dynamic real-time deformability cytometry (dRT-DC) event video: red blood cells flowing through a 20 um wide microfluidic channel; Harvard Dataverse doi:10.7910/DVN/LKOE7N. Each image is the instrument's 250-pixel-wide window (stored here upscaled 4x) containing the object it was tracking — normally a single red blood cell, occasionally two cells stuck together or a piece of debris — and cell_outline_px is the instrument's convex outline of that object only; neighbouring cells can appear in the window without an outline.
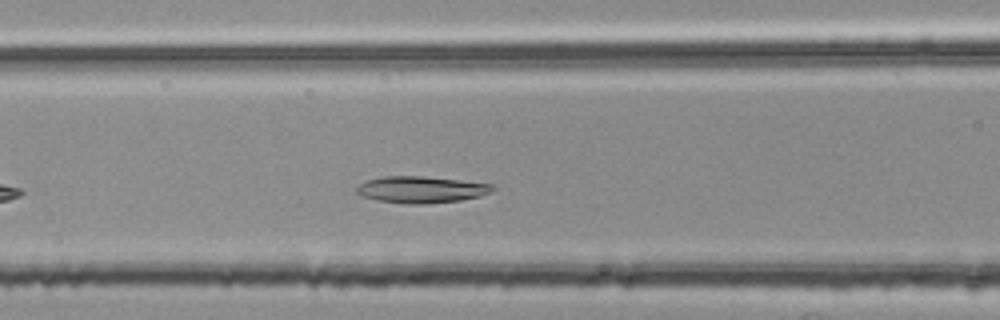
{"species": "common noctule bat (a hibernating species)", "species_latin": "Nyctalus noctula", "temperature_condition": "room temperature", "stored_images_in_passage": 36, "camera_frame_rate_fps": 3000, "um_per_image_px": 0.085, "animal": {"sex": "female", "body_mass_g": 25.1}, "frame": {"image": 1, "passage_image": 10, "time_ms": 3.0, "image_size_px": [1000, 320], "cell_outline_px": [[496, 188], [492, 192], [480, 196], [460, 200], [428, 204], [404, 204], [376, 200], [360, 196], [356, 192], [356, 188], [360, 184], [368, 180], [384, 176], [420, 176], [460, 180], [492, 184]], "centroid_in_image_um": [35.8, 16.12], "position_along_channel_um": 130.8, "area_um2": 21.21}}
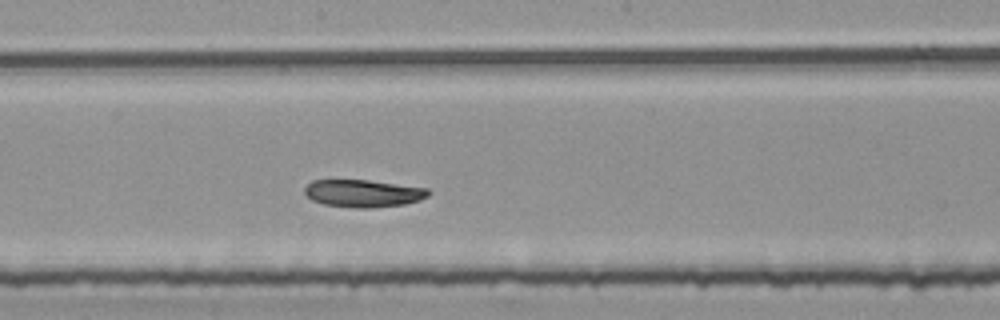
{"frame": {"image": 2, "passage_image": 17, "time_ms": 5.333, "image_size_px": [1000, 320], "cell_outline_px": [[432, 192], [428, 196], [420, 200], [404, 204], [372, 208], [356, 208], [324, 204], [312, 200], [304, 192], [304, 188], [312, 180], [368, 180], [428, 188]], "centroid_in_image_um": [30.89, 16.43], "position_along_channel_um": 217.3, "area_um2": 19.83}}
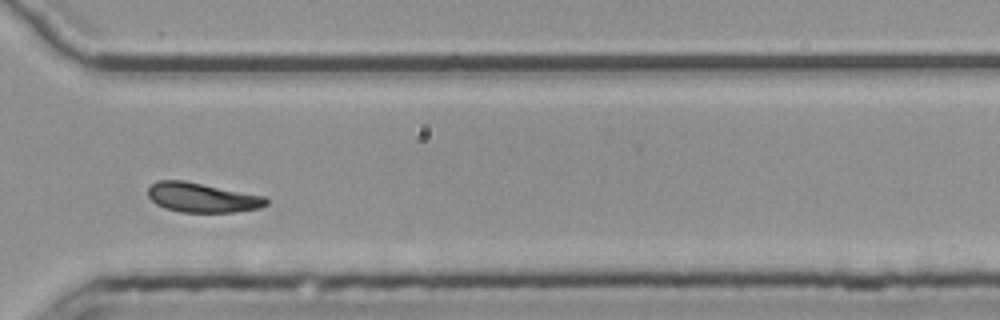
{"frame": {"image": 3, "passage_image": 28, "time_ms": 9.0, "image_size_px": [1000, 320], "cell_outline_px": [[268, 204], [260, 208], [236, 212], [180, 212], [164, 208], [156, 204], [148, 196], [148, 188], [156, 180], [184, 180], [264, 196], [268, 200]], "centroid_in_image_um": [17.17, 16.79], "position_along_channel_um": 353.4, "area_um2": 20.4}, "authors_computed_cell_mechanics": {"area_um2": 20.3456, "velocity_mm_per_s": 3.7157, "shape_relaxation_time_tau1_ms": 2.8232, "shape_relaxation_time_tau2_ms": null, "deformation_change_tau1": 0.1234, "deformation_change_tau2": null}}